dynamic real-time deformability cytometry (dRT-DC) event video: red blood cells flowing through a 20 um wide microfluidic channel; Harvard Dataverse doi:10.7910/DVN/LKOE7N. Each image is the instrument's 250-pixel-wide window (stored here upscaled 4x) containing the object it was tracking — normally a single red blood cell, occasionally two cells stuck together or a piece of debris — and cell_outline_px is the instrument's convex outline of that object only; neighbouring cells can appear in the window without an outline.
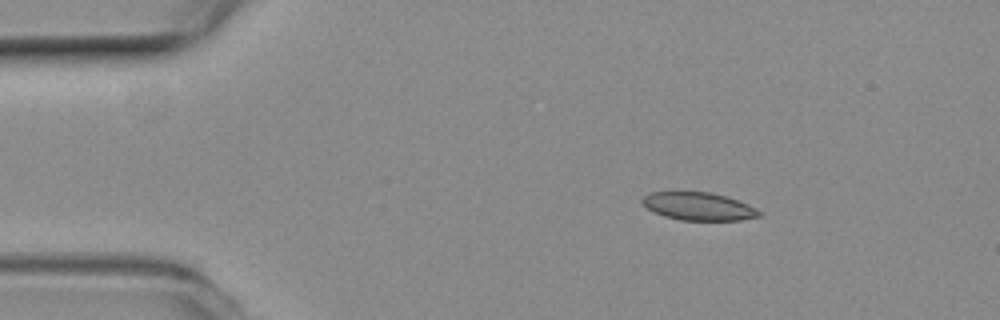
{"species": "common noctule bat (a hibernating species)", "species_latin": "Nyctalus noctula", "temperature_condition": "room temperature", "stored_images_in_passage": 46, "camera_frame_rate_fps": 3000, "um_per_image_px": 0.085, "animal": {"sex": "female", "body_mass_g": 19.3, "forearm_length_mm": 54.1}, "frame": {"image": 1, "passage_image": 1, "time_ms": 0.0, "image_size_px": [1000, 320], "cell_outline_px": [[760, 216], [740, 220], [680, 220], [664, 216], [648, 208], [640, 200], [648, 192], [712, 192], [748, 204], [756, 208], [760, 212]], "centroid_in_image_um": [59.37, 17.53], "position_along_channel_um": 25.6, "area_um2": 18.79}}
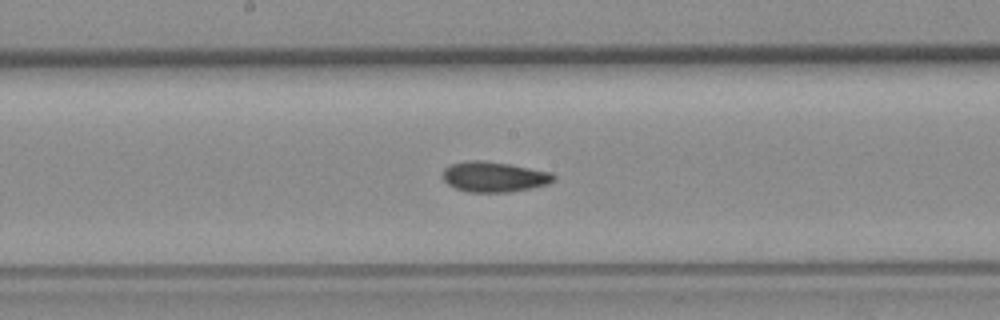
{"frame": {"image": 2, "passage_image": 20, "time_ms": 6.333, "image_size_px": [1000, 320], "cell_outline_px": [[556, 180], [548, 184], [532, 188], [508, 192], [468, 192], [456, 188], [448, 184], [440, 176], [444, 168], [448, 164], [464, 160], [480, 160], [508, 164], [552, 172], [556, 176]], "centroid_in_image_um": [41.97, 15.02], "position_along_channel_um": 206.2, "area_um2": 19.88}}
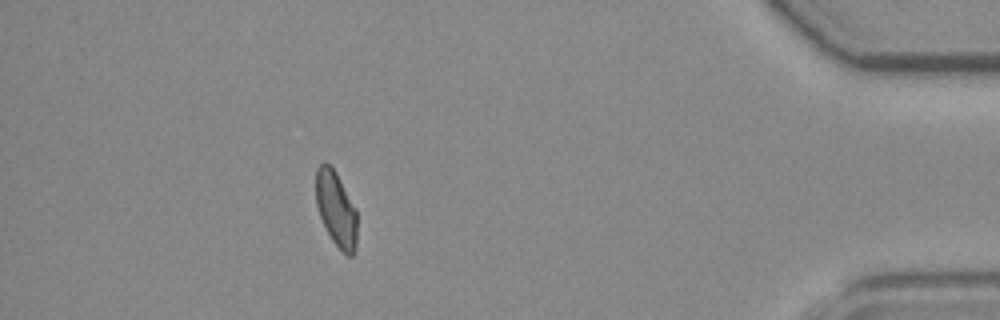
{"frame": {"image": 3, "passage_image": 40, "time_ms": 13.0, "image_size_px": [1000, 320], "cell_outline_px": [[356, 252], [352, 256], [348, 256], [332, 240], [320, 216], [316, 204], [316, 168], [324, 160], [336, 172], [356, 208]], "centroid_in_image_um": [28.57, 17.74], "position_along_channel_um": 406.6, "area_um2": 17.92}, "authors_computed_cell_mechanics": {"area_um2": 19.1607, "velocity_mm_per_s": 3.8553, "shape_relaxation_time_tau1_ms": null, "shape_relaxation_time_tau2_ms": 4.0252, "deformation_change_tau1": null, "deformation_change_tau2": 0.0802}}